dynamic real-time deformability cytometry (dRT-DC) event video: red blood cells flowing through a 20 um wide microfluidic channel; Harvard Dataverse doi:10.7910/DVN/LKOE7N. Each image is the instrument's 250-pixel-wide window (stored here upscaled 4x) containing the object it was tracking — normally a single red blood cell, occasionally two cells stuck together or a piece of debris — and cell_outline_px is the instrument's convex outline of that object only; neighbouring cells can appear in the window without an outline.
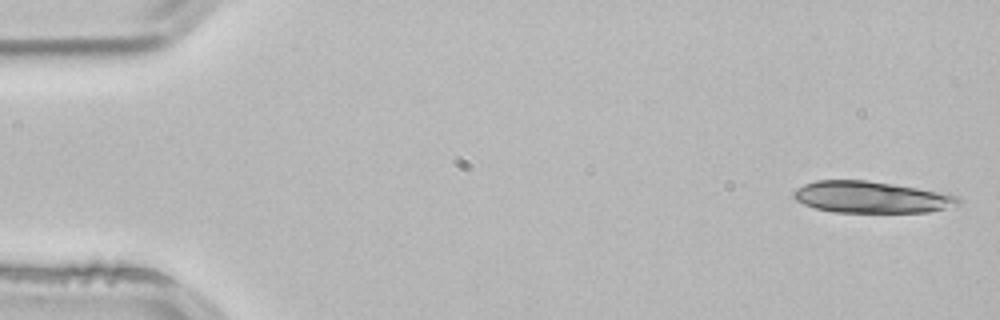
{"species": "common noctule bat (a hibernating species)", "species_latin": "Nyctalus noctula", "temperature_condition": "room temperature", "stored_images_in_passage": 3, "camera_frame_rate_fps": 3000, "um_per_image_px": 0.085, "animal": {"sex": "male", "body_mass_g": 21.5, "forearm_length_mm": 52.0}, "frame": {"image": 1, "passage_image": 1, "time_ms": 0.0, "image_size_px": [1000, 320], "cell_outline_px": [[960, 204], [928, 212], [832, 212], [816, 208], [804, 204], [796, 200], [792, 196], [792, 192], [796, 188], [804, 184], [816, 180], [868, 180], [948, 192], [956, 196], [960, 200]], "centroid_in_image_um": [74.06, 16.74], "position_along_channel_um": 10.9, "area_um2": 30.58}}